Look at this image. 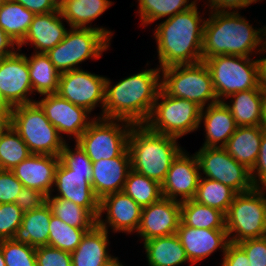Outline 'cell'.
<instances>
[{
	"mask_svg": "<svg viewBox=\"0 0 266 266\" xmlns=\"http://www.w3.org/2000/svg\"><path fill=\"white\" fill-rule=\"evenodd\" d=\"M262 126L266 129V93L263 94V124Z\"/></svg>",
	"mask_w": 266,
	"mask_h": 266,
	"instance_id": "55",
	"label": "cell"
},
{
	"mask_svg": "<svg viewBox=\"0 0 266 266\" xmlns=\"http://www.w3.org/2000/svg\"><path fill=\"white\" fill-rule=\"evenodd\" d=\"M202 175L201 173L193 200L200 204L218 209L226 214L237 192L228 185L205 178Z\"/></svg>",
	"mask_w": 266,
	"mask_h": 266,
	"instance_id": "34",
	"label": "cell"
},
{
	"mask_svg": "<svg viewBox=\"0 0 266 266\" xmlns=\"http://www.w3.org/2000/svg\"><path fill=\"white\" fill-rule=\"evenodd\" d=\"M30 155L28 146L11 126L0 136L1 170H12Z\"/></svg>",
	"mask_w": 266,
	"mask_h": 266,
	"instance_id": "38",
	"label": "cell"
},
{
	"mask_svg": "<svg viewBox=\"0 0 266 266\" xmlns=\"http://www.w3.org/2000/svg\"><path fill=\"white\" fill-rule=\"evenodd\" d=\"M23 213L15 203L0 204V240L13 239Z\"/></svg>",
	"mask_w": 266,
	"mask_h": 266,
	"instance_id": "42",
	"label": "cell"
},
{
	"mask_svg": "<svg viewBox=\"0 0 266 266\" xmlns=\"http://www.w3.org/2000/svg\"><path fill=\"white\" fill-rule=\"evenodd\" d=\"M245 252L251 266H266V236L237 243Z\"/></svg>",
	"mask_w": 266,
	"mask_h": 266,
	"instance_id": "45",
	"label": "cell"
},
{
	"mask_svg": "<svg viewBox=\"0 0 266 266\" xmlns=\"http://www.w3.org/2000/svg\"><path fill=\"white\" fill-rule=\"evenodd\" d=\"M42 96L45 97L35 102L41 107L46 118L61 136L66 133L67 136H74L76 141L92 121L89 117L90 112L72 104L57 93Z\"/></svg>",
	"mask_w": 266,
	"mask_h": 266,
	"instance_id": "16",
	"label": "cell"
},
{
	"mask_svg": "<svg viewBox=\"0 0 266 266\" xmlns=\"http://www.w3.org/2000/svg\"><path fill=\"white\" fill-rule=\"evenodd\" d=\"M121 123V125L119 124ZM133 124L125 120L94 116L88 128L75 141L92 162L119 157L128 148Z\"/></svg>",
	"mask_w": 266,
	"mask_h": 266,
	"instance_id": "11",
	"label": "cell"
},
{
	"mask_svg": "<svg viewBox=\"0 0 266 266\" xmlns=\"http://www.w3.org/2000/svg\"><path fill=\"white\" fill-rule=\"evenodd\" d=\"M105 211L107 215L104 220L102 214ZM141 212L142 207L123 191L112 193L99 202L97 224L107 232H109L108 227H111L115 233H134L139 228Z\"/></svg>",
	"mask_w": 266,
	"mask_h": 266,
	"instance_id": "17",
	"label": "cell"
},
{
	"mask_svg": "<svg viewBox=\"0 0 266 266\" xmlns=\"http://www.w3.org/2000/svg\"><path fill=\"white\" fill-rule=\"evenodd\" d=\"M52 211L47 202L23 213L22 222L13 239L32 247L48 245Z\"/></svg>",
	"mask_w": 266,
	"mask_h": 266,
	"instance_id": "27",
	"label": "cell"
},
{
	"mask_svg": "<svg viewBox=\"0 0 266 266\" xmlns=\"http://www.w3.org/2000/svg\"><path fill=\"white\" fill-rule=\"evenodd\" d=\"M138 13L142 25L151 24L162 17H172L197 4V0H138Z\"/></svg>",
	"mask_w": 266,
	"mask_h": 266,
	"instance_id": "36",
	"label": "cell"
},
{
	"mask_svg": "<svg viewBox=\"0 0 266 266\" xmlns=\"http://www.w3.org/2000/svg\"><path fill=\"white\" fill-rule=\"evenodd\" d=\"M10 112H0V136L10 127Z\"/></svg>",
	"mask_w": 266,
	"mask_h": 266,
	"instance_id": "53",
	"label": "cell"
},
{
	"mask_svg": "<svg viewBox=\"0 0 266 266\" xmlns=\"http://www.w3.org/2000/svg\"><path fill=\"white\" fill-rule=\"evenodd\" d=\"M257 60L258 87L266 93V57Z\"/></svg>",
	"mask_w": 266,
	"mask_h": 266,
	"instance_id": "52",
	"label": "cell"
},
{
	"mask_svg": "<svg viewBox=\"0 0 266 266\" xmlns=\"http://www.w3.org/2000/svg\"><path fill=\"white\" fill-rule=\"evenodd\" d=\"M211 11H232L234 9H243L248 7L252 3H256L261 0H208Z\"/></svg>",
	"mask_w": 266,
	"mask_h": 266,
	"instance_id": "49",
	"label": "cell"
},
{
	"mask_svg": "<svg viewBox=\"0 0 266 266\" xmlns=\"http://www.w3.org/2000/svg\"><path fill=\"white\" fill-rule=\"evenodd\" d=\"M250 172L255 187H266V132L262 136L258 158Z\"/></svg>",
	"mask_w": 266,
	"mask_h": 266,
	"instance_id": "47",
	"label": "cell"
},
{
	"mask_svg": "<svg viewBox=\"0 0 266 266\" xmlns=\"http://www.w3.org/2000/svg\"><path fill=\"white\" fill-rule=\"evenodd\" d=\"M59 162V156L32 154L11 171L24 187L37 190L47 197L54 190L55 171Z\"/></svg>",
	"mask_w": 266,
	"mask_h": 266,
	"instance_id": "20",
	"label": "cell"
},
{
	"mask_svg": "<svg viewBox=\"0 0 266 266\" xmlns=\"http://www.w3.org/2000/svg\"><path fill=\"white\" fill-rule=\"evenodd\" d=\"M58 9L63 5L64 0H50Z\"/></svg>",
	"mask_w": 266,
	"mask_h": 266,
	"instance_id": "57",
	"label": "cell"
},
{
	"mask_svg": "<svg viewBox=\"0 0 266 266\" xmlns=\"http://www.w3.org/2000/svg\"><path fill=\"white\" fill-rule=\"evenodd\" d=\"M266 129L262 126H237L229 138L225 150L250 171L258 158L260 142Z\"/></svg>",
	"mask_w": 266,
	"mask_h": 266,
	"instance_id": "26",
	"label": "cell"
},
{
	"mask_svg": "<svg viewBox=\"0 0 266 266\" xmlns=\"http://www.w3.org/2000/svg\"><path fill=\"white\" fill-rule=\"evenodd\" d=\"M210 13L204 24L202 61L216 55L250 57L253 52L266 53L265 26L254 29L238 10Z\"/></svg>",
	"mask_w": 266,
	"mask_h": 266,
	"instance_id": "1",
	"label": "cell"
},
{
	"mask_svg": "<svg viewBox=\"0 0 266 266\" xmlns=\"http://www.w3.org/2000/svg\"><path fill=\"white\" fill-rule=\"evenodd\" d=\"M46 202V197L39 191L23 187L16 197L15 204L22 212L31 211Z\"/></svg>",
	"mask_w": 266,
	"mask_h": 266,
	"instance_id": "46",
	"label": "cell"
},
{
	"mask_svg": "<svg viewBox=\"0 0 266 266\" xmlns=\"http://www.w3.org/2000/svg\"><path fill=\"white\" fill-rule=\"evenodd\" d=\"M108 239V232L98 224L86 231L71 253L72 266H104L113 257L107 249Z\"/></svg>",
	"mask_w": 266,
	"mask_h": 266,
	"instance_id": "25",
	"label": "cell"
},
{
	"mask_svg": "<svg viewBox=\"0 0 266 266\" xmlns=\"http://www.w3.org/2000/svg\"><path fill=\"white\" fill-rule=\"evenodd\" d=\"M34 15L14 0H4L0 5V27L18 45L24 39Z\"/></svg>",
	"mask_w": 266,
	"mask_h": 266,
	"instance_id": "32",
	"label": "cell"
},
{
	"mask_svg": "<svg viewBox=\"0 0 266 266\" xmlns=\"http://www.w3.org/2000/svg\"><path fill=\"white\" fill-rule=\"evenodd\" d=\"M11 108L4 102L0 95V112H10Z\"/></svg>",
	"mask_w": 266,
	"mask_h": 266,
	"instance_id": "56",
	"label": "cell"
},
{
	"mask_svg": "<svg viewBox=\"0 0 266 266\" xmlns=\"http://www.w3.org/2000/svg\"><path fill=\"white\" fill-rule=\"evenodd\" d=\"M266 188L237 193L225 214V225L229 242L238 243L246 239L266 236Z\"/></svg>",
	"mask_w": 266,
	"mask_h": 266,
	"instance_id": "7",
	"label": "cell"
},
{
	"mask_svg": "<svg viewBox=\"0 0 266 266\" xmlns=\"http://www.w3.org/2000/svg\"><path fill=\"white\" fill-rule=\"evenodd\" d=\"M104 266H123L118 257H112Z\"/></svg>",
	"mask_w": 266,
	"mask_h": 266,
	"instance_id": "54",
	"label": "cell"
},
{
	"mask_svg": "<svg viewBox=\"0 0 266 266\" xmlns=\"http://www.w3.org/2000/svg\"><path fill=\"white\" fill-rule=\"evenodd\" d=\"M202 120L206 133L202 147H224L237 128L230 109L223 101L201 108L200 122Z\"/></svg>",
	"mask_w": 266,
	"mask_h": 266,
	"instance_id": "24",
	"label": "cell"
},
{
	"mask_svg": "<svg viewBox=\"0 0 266 266\" xmlns=\"http://www.w3.org/2000/svg\"><path fill=\"white\" fill-rule=\"evenodd\" d=\"M218 101L233 93L258 87L257 60L250 57L216 55L204 60Z\"/></svg>",
	"mask_w": 266,
	"mask_h": 266,
	"instance_id": "10",
	"label": "cell"
},
{
	"mask_svg": "<svg viewBox=\"0 0 266 266\" xmlns=\"http://www.w3.org/2000/svg\"><path fill=\"white\" fill-rule=\"evenodd\" d=\"M149 266H178L190 262L177 234L144 241Z\"/></svg>",
	"mask_w": 266,
	"mask_h": 266,
	"instance_id": "29",
	"label": "cell"
},
{
	"mask_svg": "<svg viewBox=\"0 0 266 266\" xmlns=\"http://www.w3.org/2000/svg\"><path fill=\"white\" fill-rule=\"evenodd\" d=\"M23 187L11 170L0 169V204L15 203Z\"/></svg>",
	"mask_w": 266,
	"mask_h": 266,
	"instance_id": "44",
	"label": "cell"
},
{
	"mask_svg": "<svg viewBox=\"0 0 266 266\" xmlns=\"http://www.w3.org/2000/svg\"><path fill=\"white\" fill-rule=\"evenodd\" d=\"M0 266H6L5 265L4 255L2 253L1 247H0Z\"/></svg>",
	"mask_w": 266,
	"mask_h": 266,
	"instance_id": "58",
	"label": "cell"
},
{
	"mask_svg": "<svg viewBox=\"0 0 266 266\" xmlns=\"http://www.w3.org/2000/svg\"><path fill=\"white\" fill-rule=\"evenodd\" d=\"M161 69H144L122 79L114 86L106 77L103 118L125 120L133 125L145 124L161 89Z\"/></svg>",
	"mask_w": 266,
	"mask_h": 266,
	"instance_id": "2",
	"label": "cell"
},
{
	"mask_svg": "<svg viewBox=\"0 0 266 266\" xmlns=\"http://www.w3.org/2000/svg\"><path fill=\"white\" fill-rule=\"evenodd\" d=\"M46 202L50 206L52 215L71 227L93 228L97 224V218L88 209L72 201L47 196Z\"/></svg>",
	"mask_w": 266,
	"mask_h": 266,
	"instance_id": "35",
	"label": "cell"
},
{
	"mask_svg": "<svg viewBox=\"0 0 266 266\" xmlns=\"http://www.w3.org/2000/svg\"><path fill=\"white\" fill-rule=\"evenodd\" d=\"M200 113L201 107L195 102L169 96L160 89L145 125L153 132L180 138L200 127Z\"/></svg>",
	"mask_w": 266,
	"mask_h": 266,
	"instance_id": "9",
	"label": "cell"
},
{
	"mask_svg": "<svg viewBox=\"0 0 266 266\" xmlns=\"http://www.w3.org/2000/svg\"><path fill=\"white\" fill-rule=\"evenodd\" d=\"M90 229L92 228L71 227L58 217L52 215L50 220L48 246L72 253L81 243L86 231Z\"/></svg>",
	"mask_w": 266,
	"mask_h": 266,
	"instance_id": "39",
	"label": "cell"
},
{
	"mask_svg": "<svg viewBox=\"0 0 266 266\" xmlns=\"http://www.w3.org/2000/svg\"><path fill=\"white\" fill-rule=\"evenodd\" d=\"M93 173H72L61 161L56 171L54 185L57 194L54 198H62L88 209L96 218L99 215L100 200L94 194L91 180Z\"/></svg>",
	"mask_w": 266,
	"mask_h": 266,
	"instance_id": "19",
	"label": "cell"
},
{
	"mask_svg": "<svg viewBox=\"0 0 266 266\" xmlns=\"http://www.w3.org/2000/svg\"><path fill=\"white\" fill-rule=\"evenodd\" d=\"M263 94L259 88L236 92L228 96L230 109L237 126H259L263 124Z\"/></svg>",
	"mask_w": 266,
	"mask_h": 266,
	"instance_id": "28",
	"label": "cell"
},
{
	"mask_svg": "<svg viewBox=\"0 0 266 266\" xmlns=\"http://www.w3.org/2000/svg\"><path fill=\"white\" fill-rule=\"evenodd\" d=\"M75 144L74 150H71L69 144L65 143L59 155L60 161L72 170V173H93L92 161L79 144Z\"/></svg>",
	"mask_w": 266,
	"mask_h": 266,
	"instance_id": "41",
	"label": "cell"
},
{
	"mask_svg": "<svg viewBox=\"0 0 266 266\" xmlns=\"http://www.w3.org/2000/svg\"><path fill=\"white\" fill-rule=\"evenodd\" d=\"M161 75V89L169 96L193 101L201 108L219 102L204 61L169 66L161 69Z\"/></svg>",
	"mask_w": 266,
	"mask_h": 266,
	"instance_id": "8",
	"label": "cell"
},
{
	"mask_svg": "<svg viewBox=\"0 0 266 266\" xmlns=\"http://www.w3.org/2000/svg\"><path fill=\"white\" fill-rule=\"evenodd\" d=\"M195 154L205 178L228 185L237 193L255 187L250 170L238 163L224 147H201Z\"/></svg>",
	"mask_w": 266,
	"mask_h": 266,
	"instance_id": "12",
	"label": "cell"
},
{
	"mask_svg": "<svg viewBox=\"0 0 266 266\" xmlns=\"http://www.w3.org/2000/svg\"><path fill=\"white\" fill-rule=\"evenodd\" d=\"M6 266H37L36 248L14 239L0 240Z\"/></svg>",
	"mask_w": 266,
	"mask_h": 266,
	"instance_id": "40",
	"label": "cell"
},
{
	"mask_svg": "<svg viewBox=\"0 0 266 266\" xmlns=\"http://www.w3.org/2000/svg\"><path fill=\"white\" fill-rule=\"evenodd\" d=\"M92 169L91 185L99 200L109 194L123 191L131 170L128 148L119 157L92 162Z\"/></svg>",
	"mask_w": 266,
	"mask_h": 266,
	"instance_id": "22",
	"label": "cell"
},
{
	"mask_svg": "<svg viewBox=\"0 0 266 266\" xmlns=\"http://www.w3.org/2000/svg\"><path fill=\"white\" fill-rule=\"evenodd\" d=\"M177 139L153 132L145 124L133 125L128 139L131 169L161 184L182 151Z\"/></svg>",
	"mask_w": 266,
	"mask_h": 266,
	"instance_id": "4",
	"label": "cell"
},
{
	"mask_svg": "<svg viewBox=\"0 0 266 266\" xmlns=\"http://www.w3.org/2000/svg\"><path fill=\"white\" fill-rule=\"evenodd\" d=\"M123 192L141 207L148 206L163 197L161 184L158 181L132 169L128 173Z\"/></svg>",
	"mask_w": 266,
	"mask_h": 266,
	"instance_id": "37",
	"label": "cell"
},
{
	"mask_svg": "<svg viewBox=\"0 0 266 266\" xmlns=\"http://www.w3.org/2000/svg\"><path fill=\"white\" fill-rule=\"evenodd\" d=\"M34 14H46L59 10L50 0H14Z\"/></svg>",
	"mask_w": 266,
	"mask_h": 266,
	"instance_id": "50",
	"label": "cell"
},
{
	"mask_svg": "<svg viewBox=\"0 0 266 266\" xmlns=\"http://www.w3.org/2000/svg\"><path fill=\"white\" fill-rule=\"evenodd\" d=\"M10 125L32 154L59 156L66 143L36 102L11 108Z\"/></svg>",
	"mask_w": 266,
	"mask_h": 266,
	"instance_id": "6",
	"label": "cell"
},
{
	"mask_svg": "<svg viewBox=\"0 0 266 266\" xmlns=\"http://www.w3.org/2000/svg\"><path fill=\"white\" fill-rule=\"evenodd\" d=\"M14 46L18 47V45L0 27V58L9 56L18 51Z\"/></svg>",
	"mask_w": 266,
	"mask_h": 266,
	"instance_id": "51",
	"label": "cell"
},
{
	"mask_svg": "<svg viewBox=\"0 0 266 266\" xmlns=\"http://www.w3.org/2000/svg\"><path fill=\"white\" fill-rule=\"evenodd\" d=\"M33 92L40 95L56 93L60 73L46 53H33L26 56Z\"/></svg>",
	"mask_w": 266,
	"mask_h": 266,
	"instance_id": "30",
	"label": "cell"
},
{
	"mask_svg": "<svg viewBox=\"0 0 266 266\" xmlns=\"http://www.w3.org/2000/svg\"><path fill=\"white\" fill-rule=\"evenodd\" d=\"M220 266H251L244 250L237 244L229 242Z\"/></svg>",
	"mask_w": 266,
	"mask_h": 266,
	"instance_id": "48",
	"label": "cell"
},
{
	"mask_svg": "<svg viewBox=\"0 0 266 266\" xmlns=\"http://www.w3.org/2000/svg\"><path fill=\"white\" fill-rule=\"evenodd\" d=\"M65 20L60 10L46 14H35L32 23L17 49L26 44H32L36 53H47L61 42L68 31L63 24Z\"/></svg>",
	"mask_w": 266,
	"mask_h": 266,
	"instance_id": "23",
	"label": "cell"
},
{
	"mask_svg": "<svg viewBox=\"0 0 266 266\" xmlns=\"http://www.w3.org/2000/svg\"><path fill=\"white\" fill-rule=\"evenodd\" d=\"M113 32L103 27H70L64 39L46 54L59 73L80 69L86 59H99L108 50Z\"/></svg>",
	"mask_w": 266,
	"mask_h": 266,
	"instance_id": "5",
	"label": "cell"
},
{
	"mask_svg": "<svg viewBox=\"0 0 266 266\" xmlns=\"http://www.w3.org/2000/svg\"><path fill=\"white\" fill-rule=\"evenodd\" d=\"M111 5L110 0H64L59 10L70 27L92 28L88 24L102 15Z\"/></svg>",
	"mask_w": 266,
	"mask_h": 266,
	"instance_id": "31",
	"label": "cell"
},
{
	"mask_svg": "<svg viewBox=\"0 0 266 266\" xmlns=\"http://www.w3.org/2000/svg\"><path fill=\"white\" fill-rule=\"evenodd\" d=\"M181 223V202L161 197L142 207L141 221L136 234L146 241L155 237L169 236L177 232Z\"/></svg>",
	"mask_w": 266,
	"mask_h": 266,
	"instance_id": "18",
	"label": "cell"
},
{
	"mask_svg": "<svg viewBox=\"0 0 266 266\" xmlns=\"http://www.w3.org/2000/svg\"><path fill=\"white\" fill-rule=\"evenodd\" d=\"M20 51L0 58V95L10 108L36 101L28 97L33 89L26 55Z\"/></svg>",
	"mask_w": 266,
	"mask_h": 266,
	"instance_id": "14",
	"label": "cell"
},
{
	"mask_svg": "<svg viewBox=\"0 0 266 266\" xmlns=\"http://www.w3.org/2000/svg\"><path fill=\"white\" fill-rule=\"evenodd\" d=\"M176 234L191 265L208 258L218 248L224 253L229 243L226 230L198 229L185 226L182 222Z\"/></svg>",
	"mask_w": 266,
	"mask_h": 266,
	"instance_id": "21",
	"label": "cell"
},
{
	"mask_svg": "<svg viewBox=\"0 0 266 266\" xmlns=\"http://www.w3.org/2000/svg\"><path fill=\"white\" fill-rule=\"evenodd\" d=\"M204 24L196 4L159 23L154 32L159 68L201 62Z\"/></svg>",
	"mask_w": 266,
	"mask_h": 266,
	"instance_id": "3",
	"label": "cell"
},
{
	"mask_svg": "<svg viewBox=\"0 0 266 266\" xmlns=\"http://www.w3.org/2000/svg\"><path fill=\"white\" fill-rule=\"evenodd\" d=\"M200 177L196 154L189 156L188 152L182 150L172 161L165 180L161 183L162 196L178 202L191 200L196 194Z\"/></svg>",
	"mask_w": 266,
	"mask_h": 266,
	"instance_id": "15",
	"label": "cell"
},
{
	"mask_svg": "<svg viewBox=\"0 0 266 266\" xmlns=\"http://www.w3.org/2000/svg\"><path fill=\"white\" fill-rule=\"evenodd\" d=\"M181 222L198 229L226 230L223 212L193 199L181 202Z\"/></svg>",
	"mask_w": 266,
	"mask_h": 266,
	"instance_id": "33",
	"label": "cell"
},
{
	"mask_svg": "<svg viewBox=\"0 0 266 266\" xmlns=\"http://www.w3.org/2000/svg\"><path fill=\"white\" fill-rule=\"evenodd\" d=\"M106 77L82 69L60 73L57 94L74 105L91 113L100 103H105Z\"/></svg>",
	"mask_w": 266,
	"mask_h": 266,
	"instance_id": "13",
	"label": "cell"
},
{
	"mask_svg": "<svg viewBox=\"0 0 266 266\" xmlns=\"http://www.w3.org/2000/svg\"><path fill=\"white\" fill-rule=\"evenodd\" d=\"M37 266H72L71 253L48 245L37 247Z\"/></svg>",
	"mask_w": 266,
	"mask_h": 266,
	"instance_id": "43",
	"label": "cell"
}]
</instances>
